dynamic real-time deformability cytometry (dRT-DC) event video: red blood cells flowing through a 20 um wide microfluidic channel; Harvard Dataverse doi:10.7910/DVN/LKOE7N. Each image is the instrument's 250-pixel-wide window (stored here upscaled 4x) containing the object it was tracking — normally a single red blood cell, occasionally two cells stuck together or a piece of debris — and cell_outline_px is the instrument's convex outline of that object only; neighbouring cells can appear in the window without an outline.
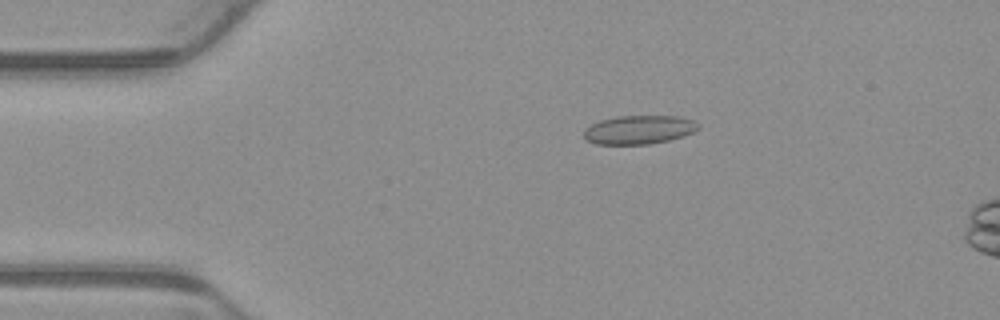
{"species": "common noctule bat (a hibernating species)", "species_latin": "Nyctalus noctula", "temperature_condition": "warm", "stored_images_in_passage": 4, "camera_frame_rate_fps": 3000, "um_per_image_px": 0.085, "animal": {"sex": "male", "body_mass_g": 23.1, "forearm_length_mm": 52.7}, "frame": {"image": 1, "passage_image": 3, "time_ms": 0.667, "image_size_px": [1000, 320], "cell_outline_px": [[700, 128], [684, 136], [668, 140], [648, 144], [596, 144], [588, 140], [584, 136], [584, 132], [592, 124], [600, 120], [616, 116], [680, 116], [696, 120], [700, 124]], "centroid_in_image_um": [54.38, 11.01], "position_along_channel_um": 30.6, "area_um2": 19.13}}